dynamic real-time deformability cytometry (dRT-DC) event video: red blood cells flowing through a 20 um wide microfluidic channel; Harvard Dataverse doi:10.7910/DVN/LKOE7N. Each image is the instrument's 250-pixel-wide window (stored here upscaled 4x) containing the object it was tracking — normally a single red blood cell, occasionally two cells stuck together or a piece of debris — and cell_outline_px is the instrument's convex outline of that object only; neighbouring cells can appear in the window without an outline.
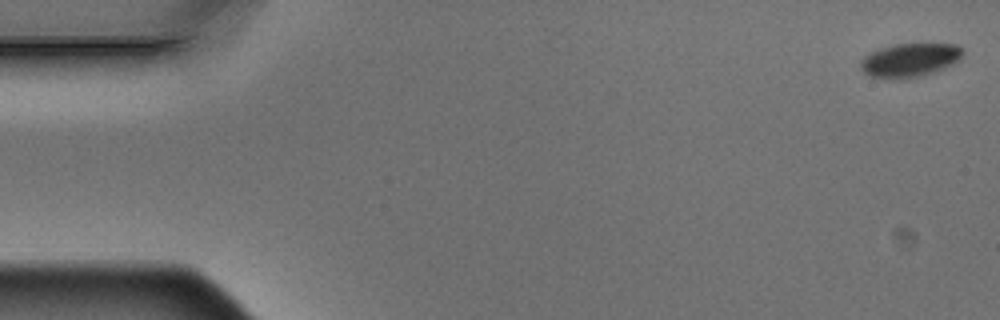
{"species": "Egyptian fruit bat (a non-hibernating species)", "species_latin": "Rousettus aegyptiacus", "temperature_condition": "warm", "stored_images_in_passage": 5, "camera_frame_rate_fps": 3000, "um_per_image_px": 0.085, "animal": {"sex": "male"}, "frame": {"image": 1, "passage_image": 1, "time_ms": 0.0, "image_size_px": [1000, 320], "cell_outline_px": [[964, 52], [960, 60], [944, 68], [924, 76], [888, 80], [872, 76], [864, 72], [860, 68], [860, 64], [864, 56], [880, 48], [896, 44], [956, 44]], "centroid_in_image_um": [77.34, 5.12], "position_along_channel_um": 7.7, "area_um2": 20.11}}
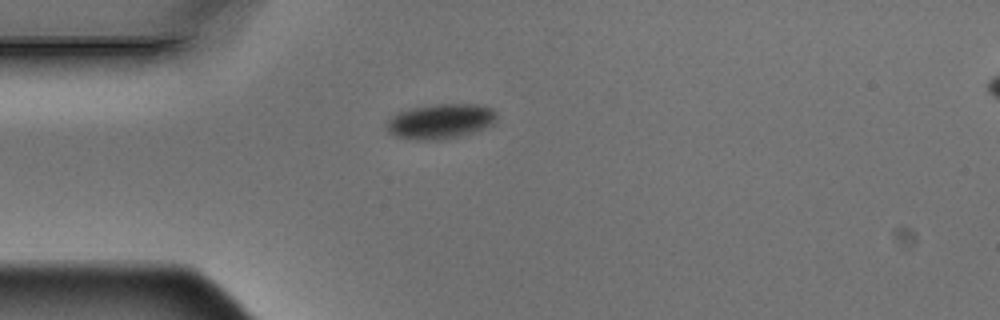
{"frame": {"image": 2, "passage_image": 5, "time_ms": 1.333, "image_size_px": [1000, 320], "cell_outline_px": [[496, 120], [492, 124], [484, 128], [460, 136], [440, 140], [416, 140], [396, 136], [388, 132], [388, 120], [396, 112], [412, 108], [440, 104], [480, 104], [492, 108], [496, 112]], "centroid_in_image_um": [37.46, 10.31], "position_along_channel_um": 47.5, "area_um2": 22.31}}